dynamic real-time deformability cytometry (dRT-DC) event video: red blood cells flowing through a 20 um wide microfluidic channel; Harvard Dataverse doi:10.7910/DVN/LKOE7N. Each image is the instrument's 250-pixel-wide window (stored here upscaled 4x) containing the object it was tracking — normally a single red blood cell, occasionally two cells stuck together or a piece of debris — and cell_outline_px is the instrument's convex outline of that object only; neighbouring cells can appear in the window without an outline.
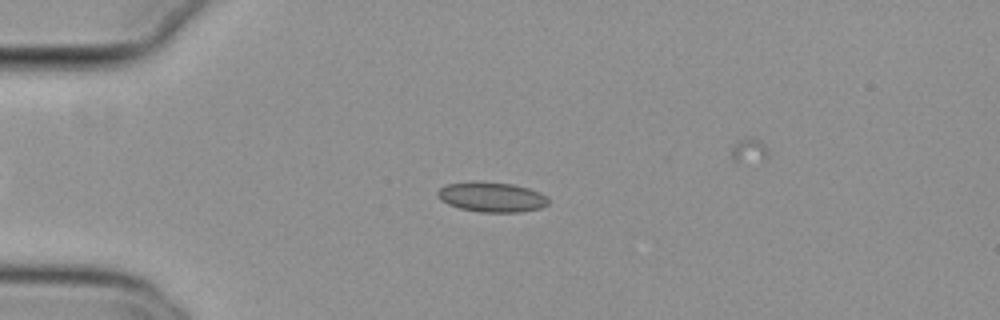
{"species": "common noctule bat (a hibernating species)", "species_latin": "Nyctalus noctula", "temperature_condition": "cold", "stored_images_in_passage": 48, "camera_frame_rate_fps": 3000, "um_per_image_px": 0.085, "animal": {"sex": "female", "body_mass_g": 29.2, "forearm_length_mm": 56.3}, "frame": {"image": 1, "passage_image": 11, "time_ms": 3.333, "image_size_px": [1000, 320], "cell_outline_px": [[548, 204], [540, 208], [520, 212], [480, 212], [460, 208], [448, 204], [440, 200], [436, 196], [436, 192], [440, 188], [448, 184], [512, 184], [528, 188], [540, 192], [548, 196]], "centroid_in_image_um": [41.83, 16.8], "position_along_channel_um": 43.2, "area_um2": 18.61}}
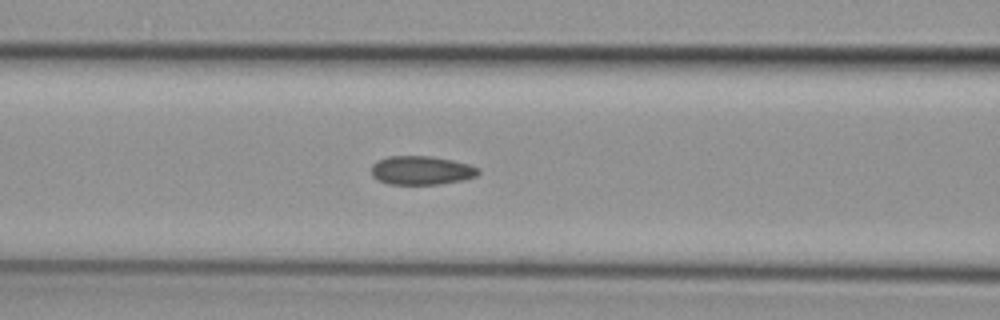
{"frame": {"image": 2, "passage_image": 20, "time_ms": 6.333, "image_size_px": [1000, 320], "cell_outline_px": [[480, 172], [476, 176], [464, 180], [440, 184], [388, 184], [372, 176], [372, 164], [376, 160], [388, 156], [432, 156], [452, 160], [468, 164], [480, 168]], "centroid_in_image_um": [35.83, 14.47], "position_along_channel_um": 130.8, "area_um2": 18.03}}
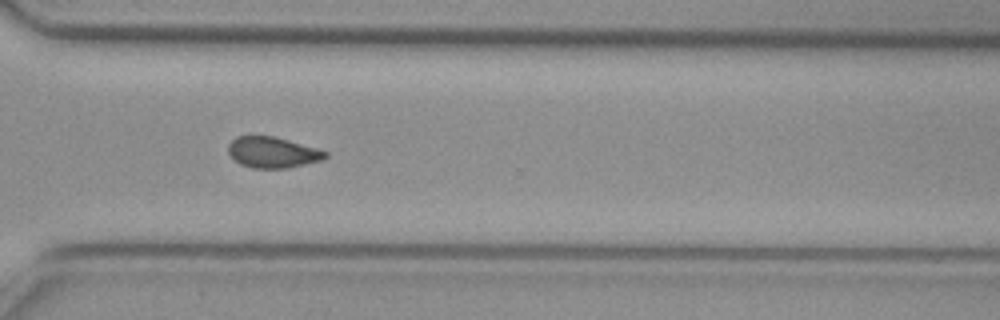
{"frame": {"image": 3, "passage_image": 37, "time_ms": 12.0, "image_size_px": [1000, 320], "cell_outline_px": [[328, 156], [320, 160], [288, 168], [252, 168], [240, 164], [228, 152], [228, 144], [236, 136], [276, 136], [316, 148], [328, 152]], "centroid_in_image_um": [23.16, 12.94], "position_along_channel_um": 347.4, "area_um2": 17.4}}